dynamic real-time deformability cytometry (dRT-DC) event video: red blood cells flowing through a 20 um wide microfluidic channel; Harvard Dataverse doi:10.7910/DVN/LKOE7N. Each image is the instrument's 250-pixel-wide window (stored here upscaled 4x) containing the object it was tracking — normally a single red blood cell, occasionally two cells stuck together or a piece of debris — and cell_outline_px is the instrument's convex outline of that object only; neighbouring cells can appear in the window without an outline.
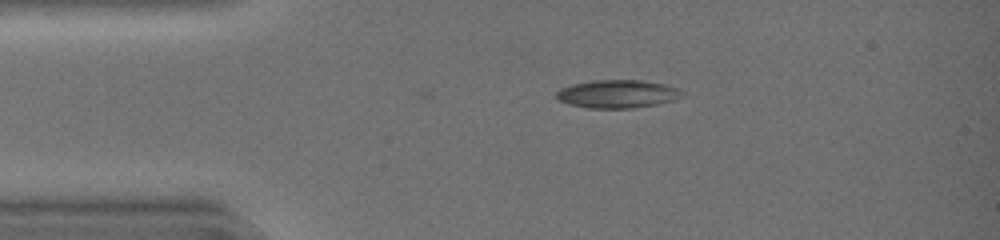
{"species": "common noctule bat (a hibernating species)", "species_latin": "Nyctalus noctula", "temperature_condition": "warm", "stored_images_in_passage": 23, "camera_frame_rate_fps": 3000, "um_per_image_px": 0.085, "animal": {"sex": "female", "body_mass_g": 19.0, "forearm_length_mm": 51.5}, "frame": {"image": 1, "passage_image": 1, "time_ms": 0.0, "image_size_px": [1000, 240], "cell_outline_px": [[684, 96], [676, 100], [636, 108], [588, 108], [568, 104], [556, 100], [556, 92], [560, 88], [572, 84], [592, 80], [640, 80], [668, 84], [684, 92]], "centroid_in_image_um": [52.49, 7.98], "position_along_channel_um": 32.5, "area_um2": 20.92}}
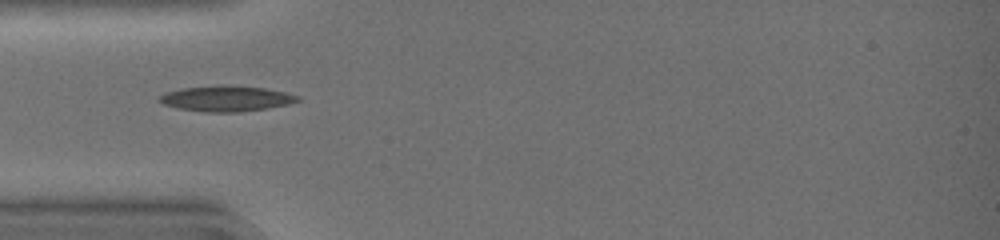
{"frame": {"image": 2, "passage_image": 6, "time_ms": 1.667, "image_size_px": [1000, 240], "cell_outline_px": [[300, 100], [288, 104], [268, 108], [236, 112], [204, 112], [176, 108], [164, 104], [156, 100], [160, 96], [168, 92], [180, 88], [216, 84], [264, 88], [284, 92], [300, 96]], "centroid_in_image_um": [19.2, 8.37], "position_along_channel_um": 65.8, "area_um2": 20.69}}
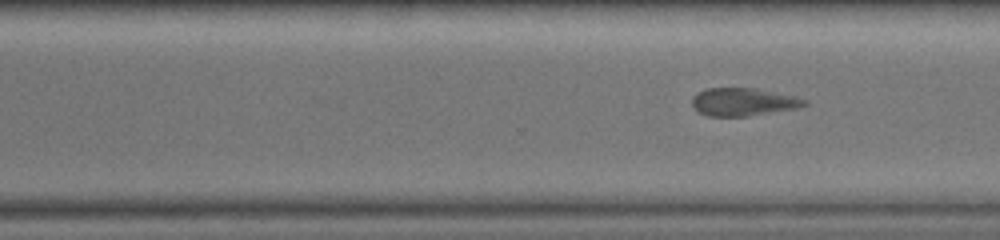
{"frame": {"image": 3, "passage_image": 23, "time_ms": 7.333, "image_size_px": [1000, 240], "cell_outline_px": [[808, 104], [800, 108], [748, 116], [708, 116], [692, 108], [692, 96], [696, 92], [708, 88], [756, 88], [796, 96], [808, 100]], "centroid_in_image_um": [63.2, 8.66], "position_along_channel_um": 307.4, "area_um2": 18.55}}